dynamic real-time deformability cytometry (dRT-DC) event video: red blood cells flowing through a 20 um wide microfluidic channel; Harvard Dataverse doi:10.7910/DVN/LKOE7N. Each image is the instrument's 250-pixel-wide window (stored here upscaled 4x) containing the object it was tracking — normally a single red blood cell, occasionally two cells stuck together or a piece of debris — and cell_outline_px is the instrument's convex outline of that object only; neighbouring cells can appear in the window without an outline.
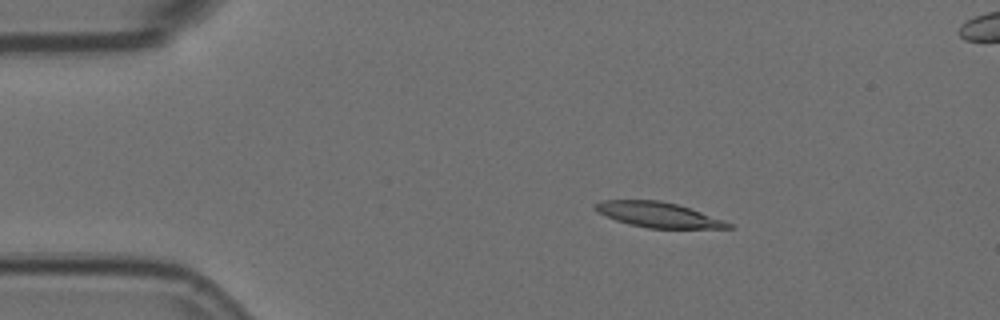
{"species": "Egyptian fruit bat (a non-hibernating species)", "species_latin": "Rousettus aegyptiacus", "temperature_condition": "room temperature", "stored_images_in_passage": 4, "camera_frame_rate_fps": 3000, "um_per_image_px": 0.085, "animal": {"sex": "female"}, "frame": {"image": 1, "passage_image": 1, "time_ms": 0.0, "image_size_px": [1000, 320], "cell_outline_px": [[736, 228], [648, 228], [628, 224], [616, 220], [596, 212], [592, 208], [592, 204], [600, 200], [660, 200], [676, 204], [724, 220], [732, 224]], "centroid_in_image_um": [55.87, 18.25], "position_along_channel_um": 29.1, "area_um2": 19.54}}
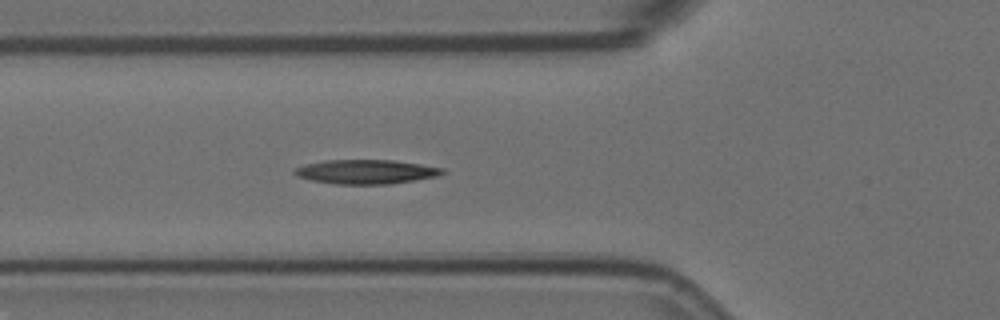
{"frame": {"image": 2, "passage_image": 4, "time_ms": 1.0, "image_size_px": [1000, 320], "cell_outline_px": [[444, 172], [436, 176], [392, 184], [336, 184], [312, 180], [296, 176], [292, 172], [296, 168], [304, 164], [328, 160], [392, 160], [420, 164], [444, 168]], "centroid_in_image_um": [31.09, 14.6], "position_along_channel_um": 94.7, "area_um2": 20.75}}